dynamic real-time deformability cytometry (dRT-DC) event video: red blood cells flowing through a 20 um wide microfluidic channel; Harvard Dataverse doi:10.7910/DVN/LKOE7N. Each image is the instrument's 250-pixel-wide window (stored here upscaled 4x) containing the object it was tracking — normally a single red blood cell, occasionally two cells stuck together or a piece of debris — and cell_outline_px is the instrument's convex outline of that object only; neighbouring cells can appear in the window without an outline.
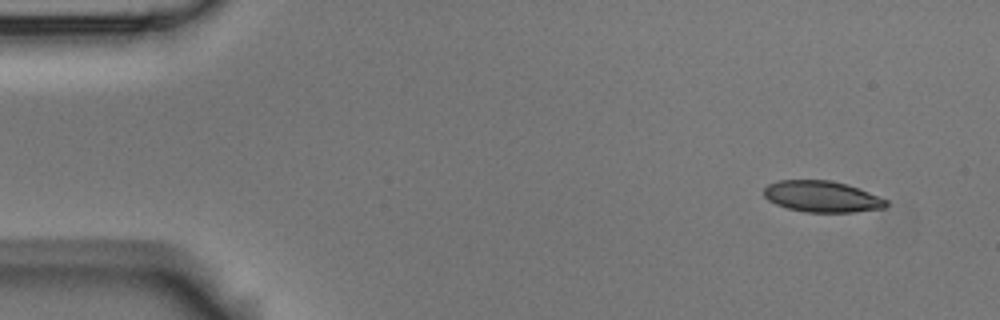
{"species": "Egyptian fruit bat (a non-hibernating species)", "species_latin": "Rousettus aegyptiacus", "temperature_condition": "room temperature", "stored_images_in_passage": 4, "camera_frame_rate_fps": 3000, "um_per_image_px": 0.085, "animal": {"sex": "male"}, "frame": {"image": 1, "passage_image": 1, "time_ms": 0.0, "image_size_px": [1000, 320], "cell_outline_px": [[888, 204], [884, 208], [856, 212], [804, 212], [788, 208], [776, 204], [768, 200], [764, 196], [764, 188], [768, 184], [776, 180], [828, 180], [848, 184], [860, 188], [888, 200]], "centroid_in_image_um": [69.88, 16.7], "position_along_channel_um": 15.1, "area_um2": 22.43}}
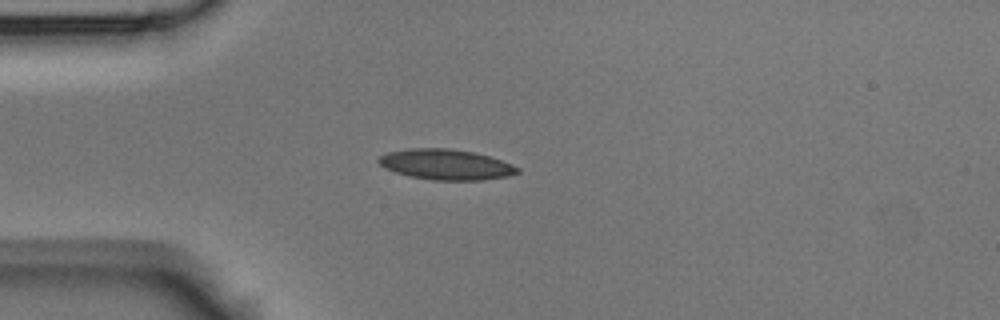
{"frame": {"image": 2, "passage_image": 4, "time_ms": 1.0, "image_size_px": [1000, 320], "cell_outline_px": [[520, 172], [508, 176], [484, 180], [432, 180], [408, 176], [384, 168], [376, 160], [380, 156], [388, 152], [412, 148], [448, 148], [472, 152], [488, 156], [500, 160], [520, 168]], "centroid_in_image_um": [37.88, 13.99], "position_along_channel_um": 47.1, "area_um2": 24.57}}